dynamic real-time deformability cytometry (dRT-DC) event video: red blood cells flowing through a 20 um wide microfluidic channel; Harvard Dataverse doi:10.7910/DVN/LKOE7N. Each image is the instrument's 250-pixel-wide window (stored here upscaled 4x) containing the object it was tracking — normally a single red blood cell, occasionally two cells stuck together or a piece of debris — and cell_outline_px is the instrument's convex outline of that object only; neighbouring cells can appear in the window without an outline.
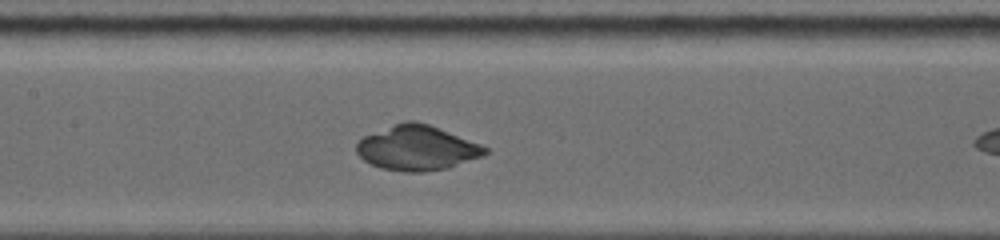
{"species": "common noctule bat (a hibernating species)", "species_latin": "Nyctalus noctula", "temperature_condition": "warm", "stored_images_in_passage": 22, "camera_frame_rate_fps": 5000, "um_per_image_px": 0.085, "animal": {"sex": "female", "body_mass_g": 19.0, "forearm_length_mm": 53.3}, "frame": {"image": 1, "passage_image": 10, "time_ms": 4.0, "image_size_px": [1000, 240], "cell_outline_px": [[488, 152], [484, 156], [448, 168], [424, 172], [408, 172], [380, 168], [364, 160], [356, 152], [356, 144], [364, 136], [404, 120], [416, 120], [428, 124], [480, 144], [488, 148]], "centroid_in_image_um": [35.45, 12.58], "position_along_channel_um": 171.9, "area_um2": 33.47}}
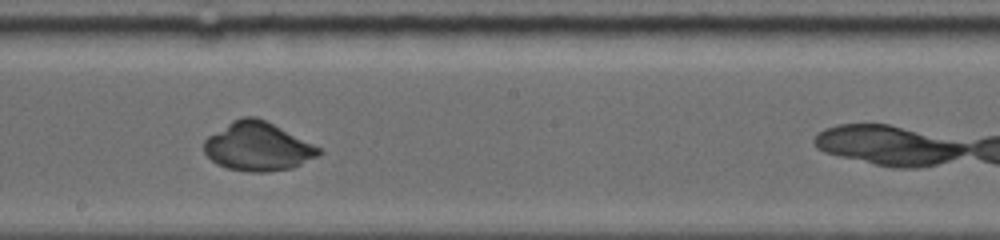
{"frame": {"image": 2, "passage_image": 13, "time_ms": 5.4, "image_size_px": [1000, 240], "cell_outline_px": [[324, 152], [292, 168], [268, 172], [252, 172], [228, 168], [216, 164], [204, 152], [204, 140], [208, 136], [232, 120], [240, 116], [256, 116], [320, 148]], "centroid_in_image_um": [21.87, 12.46], "position_along_channel_um": 226.3, "area_um2": 32.14}}
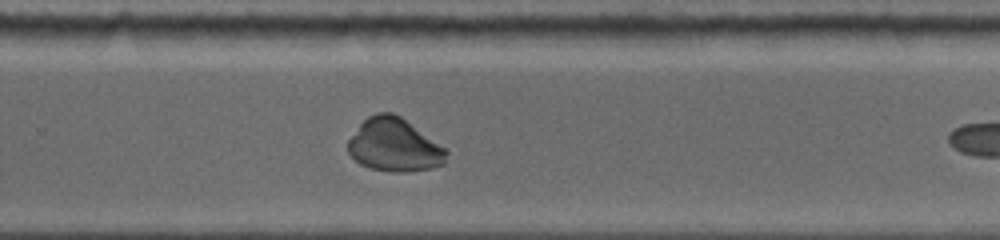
{"frame": {"image": 3, "passage_image": 17, "time_ms": 7.2, "image_size_px": [1000, 240], "cell_outline_px": [[448, 152], [444, 164], [432, 168], [408, 172], [392, 172], [372, 168], [360, 164], [348, 152], [348, 140], [360, 124], [368, 116], [376, 112], [392, 112], [400, 116], [444, 148]], "centroid_in_image_um": [33.5, 12.34], "position_along_channel_um": 296.3, "area_um2": 30.17}}